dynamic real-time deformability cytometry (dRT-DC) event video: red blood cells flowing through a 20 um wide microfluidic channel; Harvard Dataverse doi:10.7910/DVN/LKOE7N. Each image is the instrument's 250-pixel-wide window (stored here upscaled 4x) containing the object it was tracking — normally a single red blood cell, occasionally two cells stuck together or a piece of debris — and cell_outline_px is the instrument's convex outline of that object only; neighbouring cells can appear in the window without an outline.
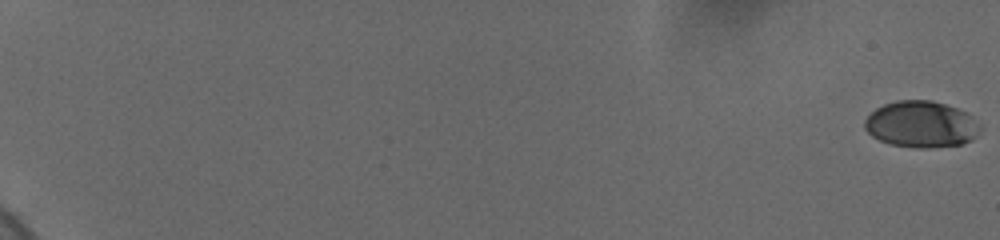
{"species": "human", "species_latin": "Homo sapiens", "temperature_condition": "cold", "stored_images_in_passage": 48, "camera_frame_rate_fps": 3000, "um_per_image_px": 0.085, "donor": {"sex": "female"}, "frame": {"image": 1, "passage_image": 1, "time_ms": 0.0, "image_size_px": [1000, 240], "cell_outline_px": [[980, 128], [976, 136], [972, 140], [960, 144], [928, 148], [912, 148], [888, 144], [872, 136], [864, 128], [864, 120], [876, 108], [884, 104], [896, 100], [932, 100], [956, 108], [964, 112], [980, 124]], "centroid_in_image_um": [78.26, 10.57], "position_along_channel_um": 6.7, "area_um2": 31.21}}
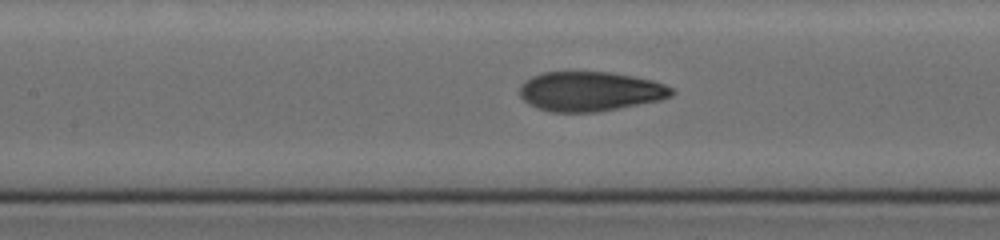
{"frame": {"image": 2, "passage_image": 27, "time_ms": 10.667, "image_size_px": [1000, 240], "cell_outline_px": [[676, 92], [672, 96], [660, 100], [600, 112], [552, 112], [536, 108], [528, 104], [520, 96], [520, 84], [524, 80], [540, 72], [612, 72], [652, 80], [664, 84], [672, 88]], "centroid_in_image_um": [50.14, 7.77], "position_along_channel_um": 157.3, "area_um2": 35.37}}
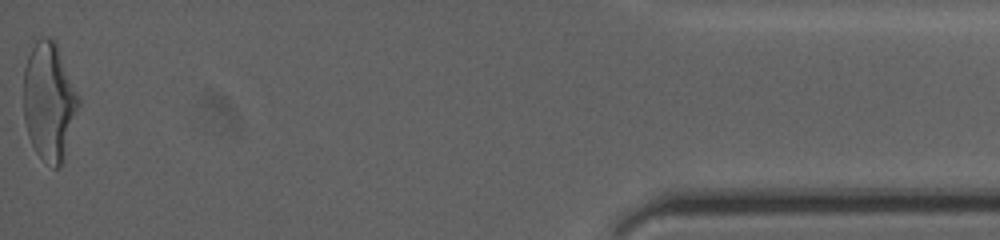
{"frame": {"image": 3, "passage_image": 48, "time_ms": 20.0, "image_size_px": [1000, 240], "cell_outline_px": [[80, 104], [60, 168], [52, 168], [36, 152], [32, 144], [24, 120], [24, 68], [28, 56], [36, 40], [40, 36], [48, 36], [56, 40], [80, 96]], "centroid_in_image_um": [4.19, 8.57], "position_along_channel_um": 431.0, "area_um2": 38.03}, "authors_computed_cell_mechanics": {"area_um2": 34.5644, "velocity_mm_per_s": 3.6814, "shape_relaxation_time_tau1_ms": 4.0701, "shape_relaxation_time_tau2_ms": 0.9023, "deformation_change_tau1": 0.1737, "deformation_change_tau2": 0.0608}}